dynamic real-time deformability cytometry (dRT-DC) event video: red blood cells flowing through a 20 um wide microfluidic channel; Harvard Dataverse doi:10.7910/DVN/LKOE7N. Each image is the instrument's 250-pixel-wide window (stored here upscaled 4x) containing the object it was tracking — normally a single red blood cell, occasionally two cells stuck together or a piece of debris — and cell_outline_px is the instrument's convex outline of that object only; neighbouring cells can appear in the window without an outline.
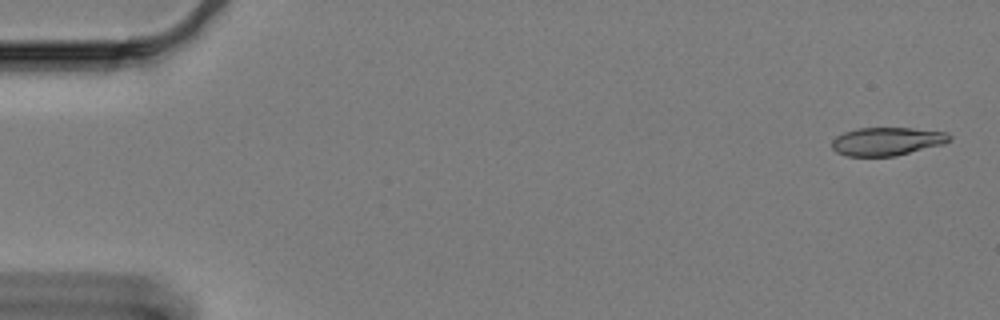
{"species": "Egyptian fruit bat (a non-hibernating species)", "species_latin": "Rousettus aegyptiacus", "temperature_condition": "cold", "stored_images_in_passage": 61, "camera_frame_rate_fps": 3000, "um_per_image_px": 0.085, "animal": {"sex": "female"}, "frame": {"image": 1, "passage_image": 2, "time_ms": 0.333, "image_size_px": [1000, 320], "cell_outline_px": [[952, 136], [944, 144], [896, 156], [848, 156], [836, 152], [832, 148], [832, 140], [836, 136], [844, 132], [856, 128], [912, 128], [948, 132]], "centroid_in_image_um": [75.39, 12.01], "position_along_channel_um": 9.6, "area_um2": 19.42}}
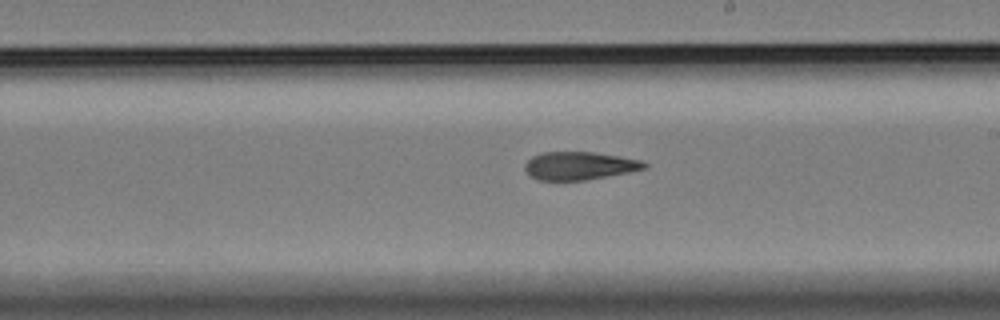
{"frame": {"image": 2, "passage_image": 35, "time_ms": 11.333, "image_size_px": [1000, 320], "cell_outline_px": [[648, 164], [644, 168], [628, 172], [584, 180], [536, 180], [524, 168], [524, 164], [532, 156], [544, 152], [592, 152], [620, 156], [640, 160]], "centroid_in_image_um": [49.22, 14.08], "position_along_channel_um": 239.8, "area_um2": 19.25}}
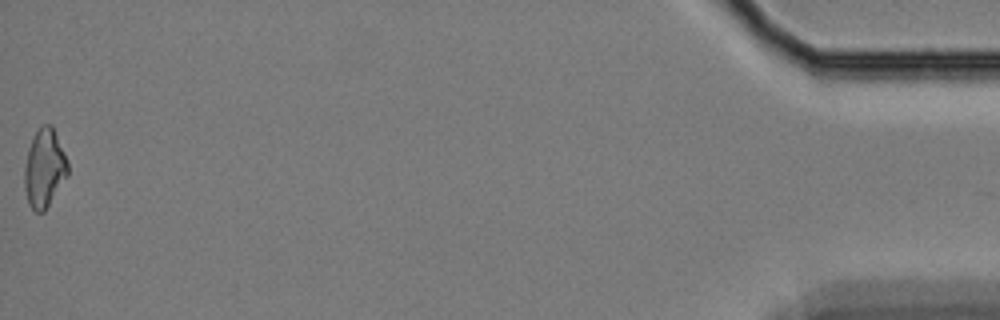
{"frame": {"image": 3, "passage_image": 61, "time_ms": 20.0, "image_size_px": [1000, 320], "cell_outline_px": [[68, 176], [44, 212], [36, 212], [28, 204], [24, 184], [24, 168], [28, 148], [40, 124], [52, 124], [68, 160]], "centroid_in_image_um": [3.78, 14.29], "position_along_channel_um": 431.4, "area_um2": 20.0}, "authors_computed_cell_mechanics": {"area_um2": 20.1722, "velocity_mm_per_s": 3.284, "shape_relaxation_time_tau1_ms": 5.5411, "shape_relaxation_time_tau2_ms": 5.7795, "deformation_change_tau1": 0.1594, "deformation_change_tau2": 0.1564}}